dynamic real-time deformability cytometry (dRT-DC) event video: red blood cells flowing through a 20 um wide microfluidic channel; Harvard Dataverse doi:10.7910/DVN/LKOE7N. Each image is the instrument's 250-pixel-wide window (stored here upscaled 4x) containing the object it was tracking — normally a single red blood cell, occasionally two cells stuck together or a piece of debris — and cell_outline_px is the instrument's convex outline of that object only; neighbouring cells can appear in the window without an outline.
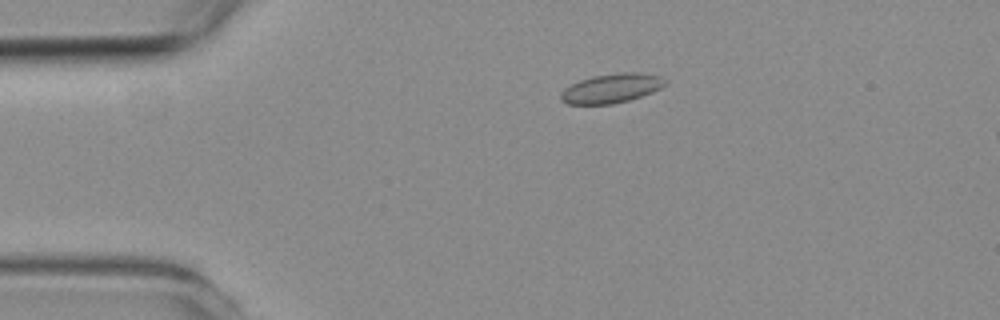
{"species": "common noctule bat (a hibernating species)", "species_latin": "Nyctalus noctula", "temperature_condition": "room temperature", "stored_images_in_passage": 5, "camera_frame_rate_fps": 3000, "um_per_image_px": 0.085, "animal": {"sex": "female", "body_mass_g": 19.3, "forearm_length_mm": 54.1}, "frame": {"image": 1, "passage_image": 4, "time_ms": 3.333, "image_size_px": [1000, 320], "cell_outline_px": [[668, 84], [652, 92], [628, 100], [612, 104], [568, 104], [560, 100], [560, 92], [564, 88], [580, 80], [592, 76], [616, 72], [640, 72], [660, 76], [668, 80]], "centroid_in_image_um": [51.98, 7.49], "position_along_channel_um": 33.0, "area_um2": 17.98}}